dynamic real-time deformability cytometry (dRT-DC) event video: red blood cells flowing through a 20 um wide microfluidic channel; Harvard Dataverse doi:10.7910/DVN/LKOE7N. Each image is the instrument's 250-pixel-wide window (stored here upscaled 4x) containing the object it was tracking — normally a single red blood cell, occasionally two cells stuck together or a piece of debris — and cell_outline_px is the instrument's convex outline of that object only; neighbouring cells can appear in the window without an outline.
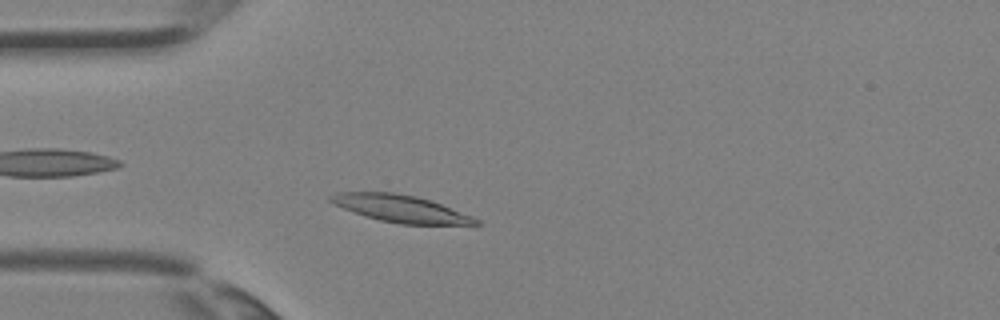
{"species": "Egyptian fruit bat (a non-hibernating species)", "species_latin": "Rousettus aegyptiacus", "temperature_condition": "room temperature", "stored_images_in_passage": 1, "camera_frame_rate_fps": 3000, "um_per_image_px": 0.085, "animal": {"sex": "female"}, "frame": {"image": 1, "passage_image": 1, "time_ms": 0.0, "image_size_px": [1000, 320], "cell_outline_px": [[484, 224], [400, 224], [380, 220], [364, 216], [344, 208], [328, 200], [328, 196], [336, 192], [392, 192], [416, 196], [432, 200], [472, 216], [480, 220]], "centroid_in_image_um": [34.07, 17.72], "position_along_channel_um": 50.9, "area_um2": 22.89}}